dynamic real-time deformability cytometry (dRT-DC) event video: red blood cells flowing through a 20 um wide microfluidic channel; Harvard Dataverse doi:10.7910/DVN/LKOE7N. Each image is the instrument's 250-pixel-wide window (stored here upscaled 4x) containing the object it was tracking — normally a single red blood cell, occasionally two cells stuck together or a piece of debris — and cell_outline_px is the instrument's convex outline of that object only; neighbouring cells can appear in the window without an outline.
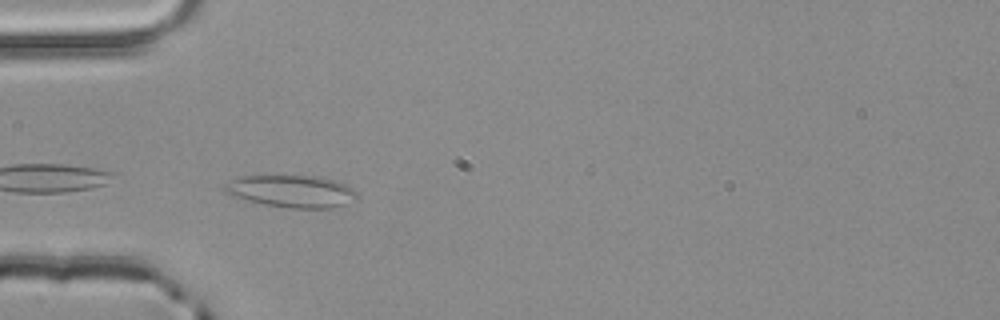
{"species": "common noctule bat (a hibernating species)", "species_latin": "Nyctalus noctula", "temperature_condition": "room temperature", "stored_images_in_passage": 1, "camera_frame_rate_fps": 3000, "um_per_image_px": 0.085, "animal": {"sex": "male", "body_mass_g": 20.4}, "frame": {"image": 1, "passage_image": 1, "time_ms": 0.0, "image_size_px": [1000, 320], "cell_outline_px": [[356, 200], [332, 208], [288, 208], [264, 204], [244, 200], [224, 192], [220, 188], [224, 184], [240, 176], [320, 176], [336, 180], [348, 184], [356, 192]], "centroid_in_image_um": [24.78, 16.25], "position_along_channel_um": 60.2, "area_um2": 25.09}}